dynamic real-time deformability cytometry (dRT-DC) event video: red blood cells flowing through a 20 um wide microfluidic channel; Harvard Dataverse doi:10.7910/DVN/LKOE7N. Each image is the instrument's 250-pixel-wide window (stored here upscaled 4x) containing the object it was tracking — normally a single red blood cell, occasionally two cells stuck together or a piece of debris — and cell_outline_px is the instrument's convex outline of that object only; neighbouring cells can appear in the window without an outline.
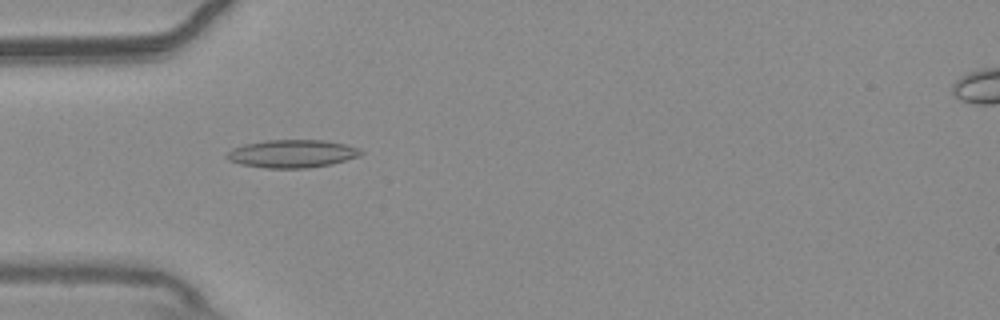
{"species": "common noctule bat (a hibernating species)", "species_latin": "Nyctalus noctula", "temperature_condition": "warm", "stored_images_in_passage": 29, "camera_frame_rate_fps": 3000, "um_per_image_px": 0.085, "animal": {"sex": "male", "body_mass_g": 20.4}, "frame": {"image": 1, "passage_image": 1, "time_ms": 0.0, "image_size_px": [1000, 320], "cell_outline_px": [[364, 152], [360, 156], [332, 164], [308, 168], [268, 168], [240, 164], [228, 160], [224, 156], [232, 148], [244, 144], [264, 140], [324, 140], [344, 144], [360, 148]], "centroid_in_image_um": [24.83, 13.06], "position_along_channel_um": 60.2, "area_um2": 21.96}}
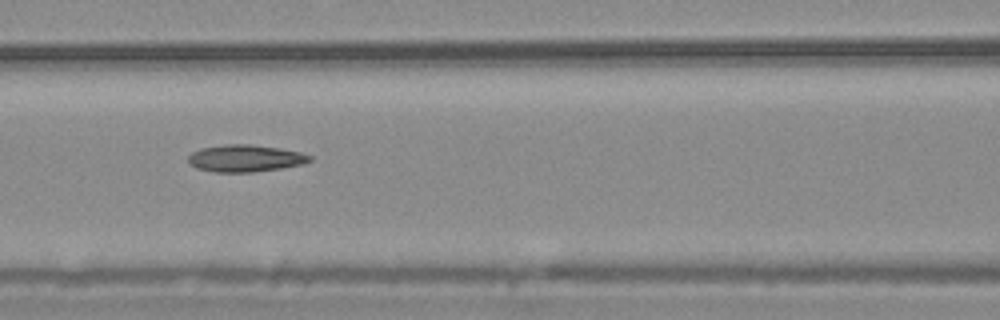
{"frame": {"image": 2, "passage_image": 8, "time_ms": 2.333, "image_size_px": [1000, 320], "cell_outline_px": [[312, 160], [304, 164], [280, 168], [252, 172], [216, 172], [196, 168], [188, 160], [188, 156], [192, 152], [200, 148], [228, 144], [248, 144], [280, 148], [300, 152], [312, 156]], "centroid_in_image_um": [20.86, 13.45], "position_along_channel_um": 145.7, "area_um2": 19.07}}
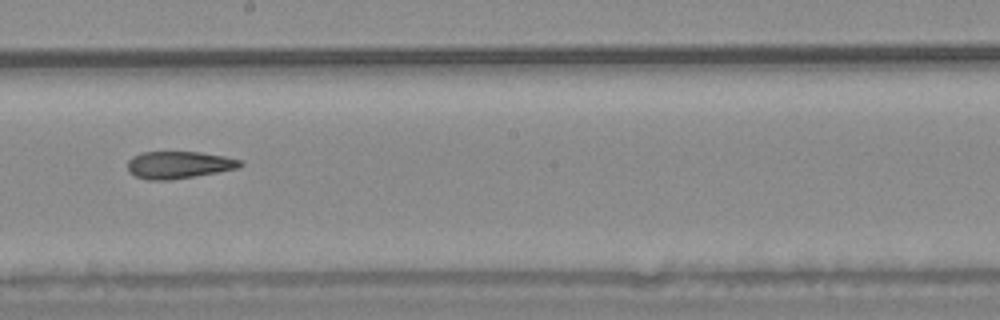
{"frame": {"image": 3, "passage_image": 15, "time_ms": 4.667, "image_size_px": [1000, 320], "cell_outline_px": [[244, 164], [240, 168], [168, 180], [148, 180], [136, 176], [128, 172], [128, 160], [132, 156], [144, 152], [200, 152], [224, 156], [244, 160]], "centroid_in_image_um": [15.22, 14.0], "position_along_channel_um": 233.0, "area_um2": 17.86}, "authors_computed_cell_mechanics": {"area_um2": 18.5538, "velocity_mm_per_s": 3.7437, "shape_relaxation_time_tau1_ms": null, "shape_relaxation_time_tau2_ms": 4.516, "deformation_change_tau1": null, "deformation_change_tau2": 0.1467}}